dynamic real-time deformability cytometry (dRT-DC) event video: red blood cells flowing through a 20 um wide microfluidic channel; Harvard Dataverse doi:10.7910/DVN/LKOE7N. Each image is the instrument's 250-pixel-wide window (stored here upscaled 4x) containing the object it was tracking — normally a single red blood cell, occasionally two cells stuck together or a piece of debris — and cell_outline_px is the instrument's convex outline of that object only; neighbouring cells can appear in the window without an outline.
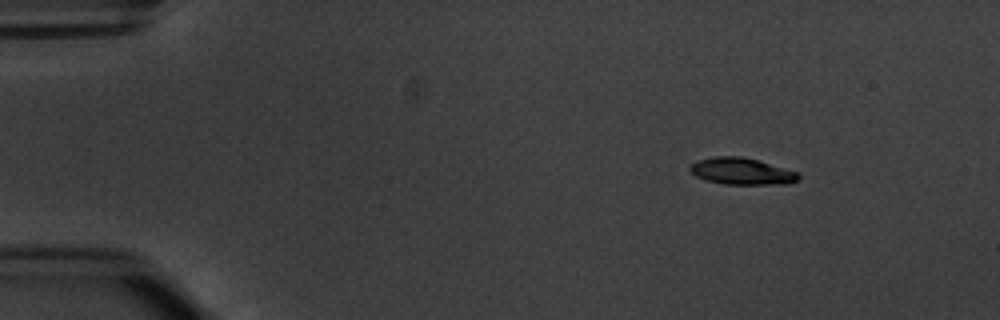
{"species": "common noctule bat (a hibernating species)", "species_latin": "Nyctalus noctula", "temperature_condition": "warm", "stored_images_in_passage": 3, "camera_frame_rate_fps": 3000, "um_per_image_px": 0.085, "animal": {"sex": "male", "body_mass_g": 20.1, "forearm_length_mm": 53.5}, "frame": {"image": 1, "passage_image": 1, "time_ms": 0.0, "image_size_px": [1000, 320], "cell_outline_px": [[800, 180], [788, 184], [724, 184], [704, 180], [696, 176], [688, 168], [696, 160], [716, 156], [740, 156], [756, 160], [800, 172]], "centroid_in_image_um": [63.07, 14.56], "position_along_channel_um": 21.9, "area_um2": 16.99}}
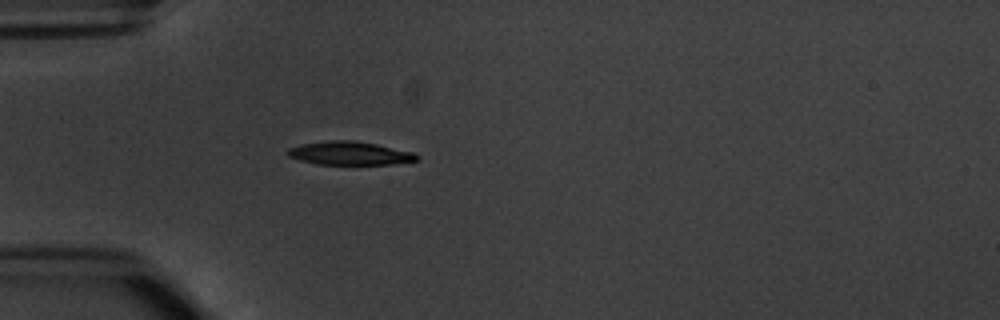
{"frame": {"image": 2, "passage_image": 3, "time_ms": 3.0, "image_size_px": [1000, 320], "cell_outline_px": [[420, 160], [392, 164], [316, 164], [300, 160], [288, 156], [284, 152], [288, 148], [300, 144], [332, 140], [352, 140], [376, 144], [412, 152], [420, 156]], "centroid_in_image_um": [29.7, 13.03], "position_along_channel_um": 55.3, "area_um2": 17.63}}